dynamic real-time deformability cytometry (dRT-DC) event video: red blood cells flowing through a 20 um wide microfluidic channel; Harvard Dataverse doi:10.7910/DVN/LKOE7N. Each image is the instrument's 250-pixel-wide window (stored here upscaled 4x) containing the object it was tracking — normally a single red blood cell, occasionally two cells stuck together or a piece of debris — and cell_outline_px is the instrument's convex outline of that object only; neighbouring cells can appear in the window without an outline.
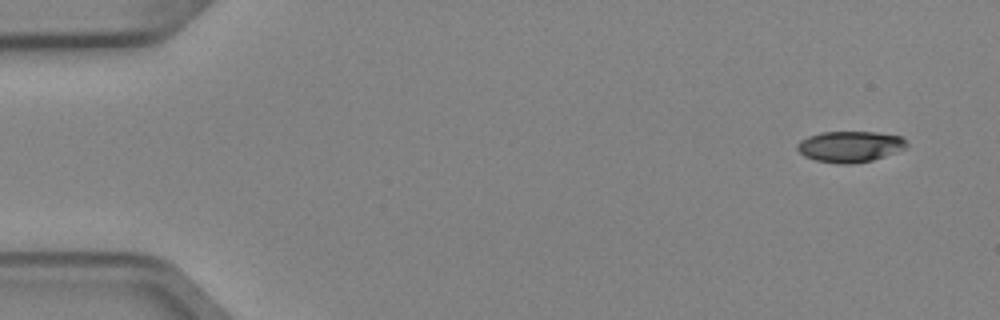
{"species": "Egyptian fruit bat (a non-hibernating species)", "species_latin": "Rousettus aegyptiacus", "temperature_condition": "cold", "stored_images_in_passage": 6, "camera_frame_rate_fps": 3000, "um_per_image_px": 0.085, "animal": {"sex": "female"}, "frame": {"image": 1, "passage_image": 1, "time_ms": 0.0, "image_size_px": [1000, 320], "cell_outline_px": [[908, 144], [904, 148], [884, 156], [872, 160], [848, 164], [840, 164], [816, 160], [804, 156], [796, 148], [796, 144], [800, 140], [808, 136], [820, 132], [876, 132], [900, 136]], "centroid_in_image_um": [72.2, 12.45], "position_along_channel_um": 12.8, "area_um2": 19.59}}
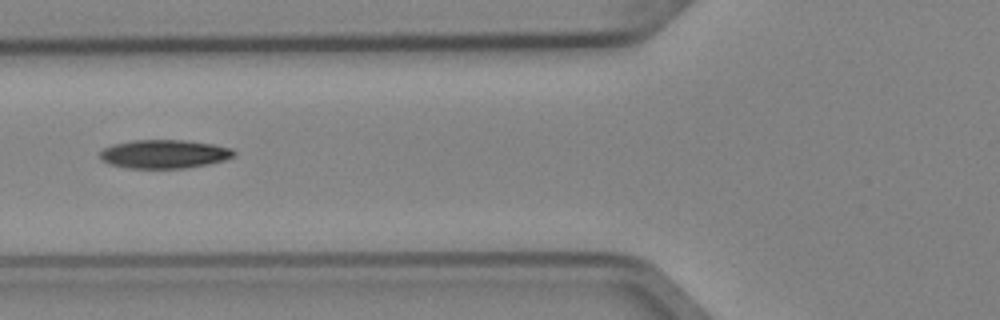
{"frame": {"image": 2, "passage_image": 5, "time_ms": 1.333, "image_size_px": [1000, 320], "cell_outline_px": [[236, 156], [224, 160], [208, 164], [184, 168], [128, 168], [108, 164], [100, 156], [100, 152], [104, 148], [112, 144], [136, 140], [184, 140], [212, 144], [232, 148], [236, 152]], "centroid_in_image_um": [13.98, 13.09], "position_along_channel_um": 111.8, "area_um2": 22.31}}
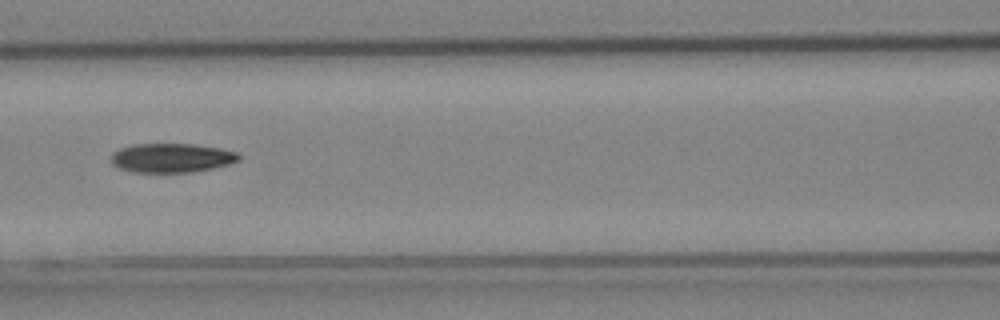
{"frame": {"image": 3, "passage_image": 6, "time_ms": 1.667, "image_size_px": [1000, 320], "cell_outline_px": [[240, 160], [228, 164], [212, 168], [192, 172], [132, 172], [120, 168], [112, 164], [112, 152], [120, 148], [132, 144], [192, 144], [220, 148], [236, 152], [240, 156]], "centroid_in_image_um": [14.57, 13.42], "position_along_channel_um": 152.0, "area_um2": 21.62}}